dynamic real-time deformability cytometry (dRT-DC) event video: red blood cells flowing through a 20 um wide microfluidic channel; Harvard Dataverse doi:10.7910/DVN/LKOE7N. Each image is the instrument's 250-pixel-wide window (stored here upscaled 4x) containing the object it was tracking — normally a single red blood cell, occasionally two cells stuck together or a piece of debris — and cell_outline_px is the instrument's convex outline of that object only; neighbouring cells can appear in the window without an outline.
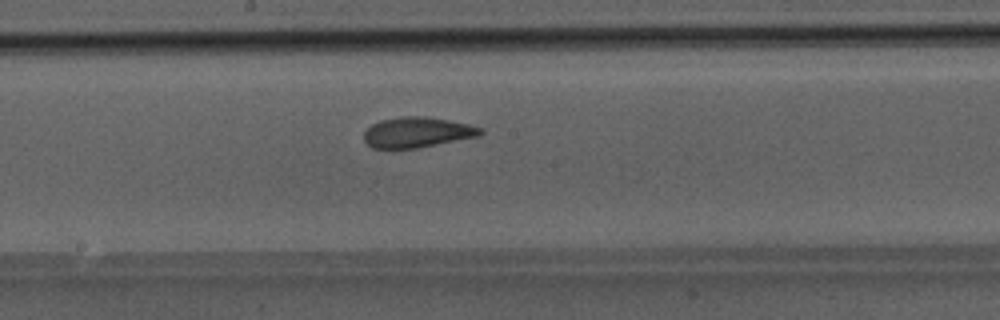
{"species": "Egyptian fruit bat (a non-hibernating species)", "species_latin": "Rousettus aegyptiacus", "temperature_condition": "room temperature", "stored_images_in_passage": 34, "camera_frame_rate_fps": 3000, "um_per_image_px": 0.085, "animal": {"sex": "male"}, "frame": {"image": 1, "passage_image": 20, "time_ms": 6.333, "image_size_px": [1000, 320], "cell_outline_px": [[484, 132], [480, 136], [416, 148], [372, 148], [364, 140], [364, 132], [372, 124], [380, 120], [404, 116], [424, 116], [448, 120], [468, 124], [480, 128]], "centroid_in_image_um": [35.45, 11.24], "position_along_channel_um": 212.7, "area_um2": 20.46}}